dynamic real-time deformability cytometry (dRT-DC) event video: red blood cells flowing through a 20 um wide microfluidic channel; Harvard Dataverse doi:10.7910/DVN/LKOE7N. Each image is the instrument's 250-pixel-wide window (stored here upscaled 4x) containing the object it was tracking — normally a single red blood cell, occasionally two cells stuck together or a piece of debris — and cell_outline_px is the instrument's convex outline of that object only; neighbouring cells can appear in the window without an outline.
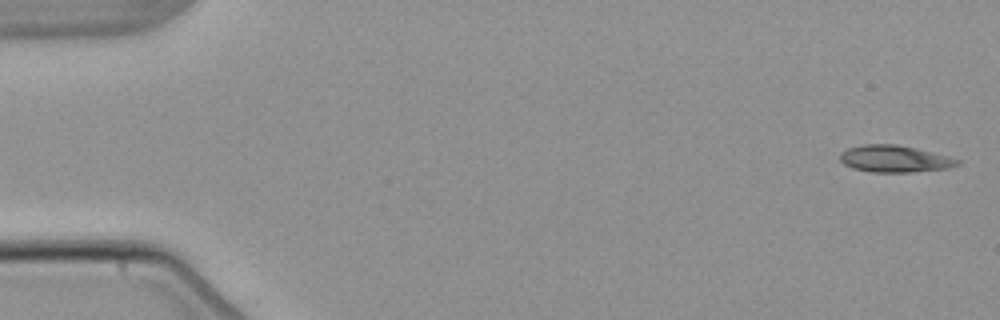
{"species": "common noctule bat (a hibernating species)", "species_latin": "Nyctalus noctula", "temperature_condition": "warm", "stored_images_in_passage": 6, "camera_frame_rate_fps": 3000, "um_per_image_px": 0.085, "animal": {"sex": "male", "body_mass_g": 21.5, "forearm_length_mm": 52.0}, "frame": {"image": 1, "passage_image": 1, "time_ms": 0.0, "image_size_px": [1000, 320], "cell_outline_px": [[960, 164], [948, 168], [912, 172], [872, 172], [852, 168], [844, 164], [840, 160], [840, 156], [848, 148], [864, 144], [896, 144], [916, 148], [948, 156], [960, 160]], "centroid_in_image_um": [76.05, 13.5], "position_along_channel_um": 8.9, "area_um2": 18.26}}